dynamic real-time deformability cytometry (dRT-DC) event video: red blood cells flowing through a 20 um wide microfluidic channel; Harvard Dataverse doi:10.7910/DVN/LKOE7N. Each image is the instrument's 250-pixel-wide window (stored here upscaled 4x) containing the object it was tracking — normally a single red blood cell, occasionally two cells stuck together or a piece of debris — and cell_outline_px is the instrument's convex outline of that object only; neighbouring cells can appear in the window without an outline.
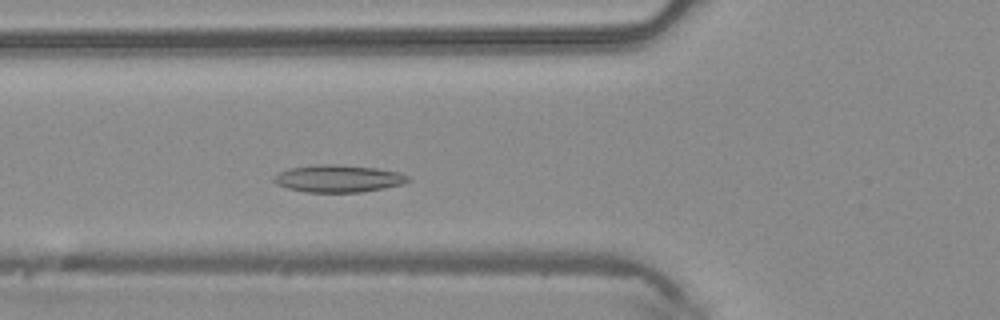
{"species": "common noctule bat (a hibernating species)", "species_latin": "Nyctalus noctula", "temperature_condition": "warm", "stored_images_in_passage": 42, "camera_frame_rate_fps": 3000, "um_per_image_px": 0.085, "animal": {"sex": "male", "body_mass_g": 20.4}, "frame": {"image": 1, "passage_image": 12, "time_ms": 3.667, "image_size_px": [1000, 320], "cell_outline_px": [[412, 180], [404, 184], [384, 188], [360, 192], [304, 192], [288, 188], [276, 184], [272, 180], [280, 172], [288, 168], [316, 164], [332, 164], [376, 168], [400, 172], [408, 176]], "centroid_in_image_um": [28.77, 15.18], "position_along_channel_um": 97.0, "area_um2": 21.39}}
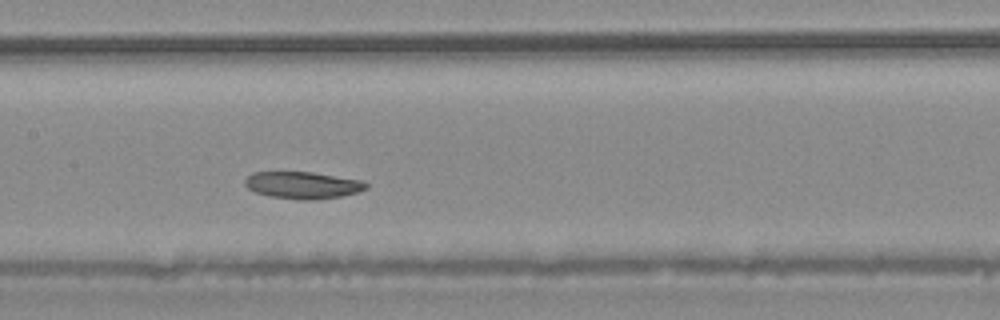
{"frame": {"image": 2, "passage_image": 18, "time_ms": 5.667, "image_size_px": [1000, 320], "cell_outline_px": [[368, 188], [360, 192], [340, 196], [316, 200], [300, 200], [268, 196], [256, 192], [248, 188], [244, 184], [244, 180], [252, 172], [312, 172], [360, 180], [368, 184]], "centroid_in_image_um": [25.73, 15.74], "position_along_channel_um": 181.7, "area_um2": 19.13}}
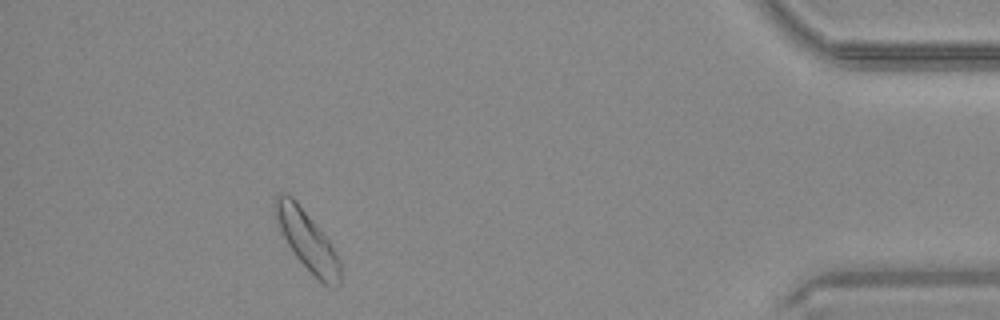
{"frame": {"image": 3, "passage_image": 38, "time_ms": 12.333, "image_size_px": [1000, 320], "cell_outline_px": [[340, 284], [336, 288], [324, 284], [296, 256], [280, 232], [272, 208], [272, 204], [276, 196], [280, 192], [288, 192], [296, 200], [332, 244], [340, 260]], "centroid_in_image_um": [26.08, 20.37], "position_along_channel_um": 409.1, "area_um2": 22.48}}